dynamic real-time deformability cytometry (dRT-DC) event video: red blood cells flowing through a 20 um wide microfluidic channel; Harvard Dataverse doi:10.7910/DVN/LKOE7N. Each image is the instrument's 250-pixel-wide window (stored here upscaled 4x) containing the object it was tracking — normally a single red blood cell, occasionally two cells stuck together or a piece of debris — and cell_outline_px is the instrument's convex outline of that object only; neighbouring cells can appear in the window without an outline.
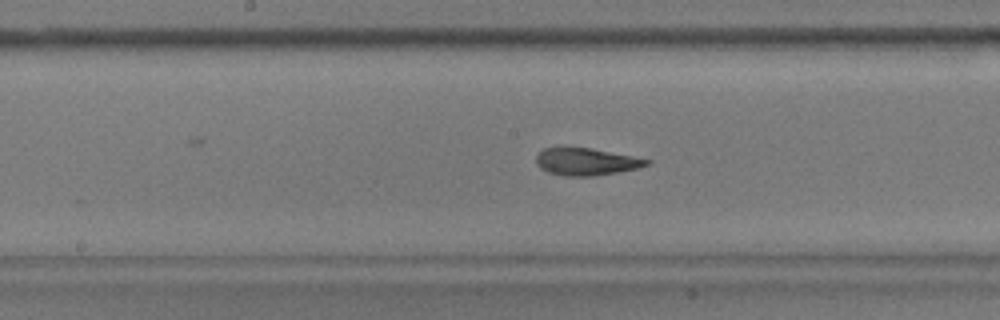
{"species": "common noctule bat (a hibernating species)", "species_latin": "Nyctalus noctula", "temperature_condition": "warm", "stored_images_in_passage": 56, "camera_frame_rate_fps": 3000, "um_per_image_px": 0.085, "animal": {"sex": "male", "body_mass_g": 17.9}, "frame": {"image": 1, "passage_image": 27, "time_ms": 8.667, "image_size_px": [1000, 320], "cell_outline_px": [[652, 160], [648, 164], [640, 168], [592, 176], [564, 176], [548, 172], [540, 168], [536, 164], [536, 156], [544, 148], [592, 148]], "centroid_in_image_um": [49.82, 13.75], "position_along_channel_um": 198.4, "area_um2": 17.4}}
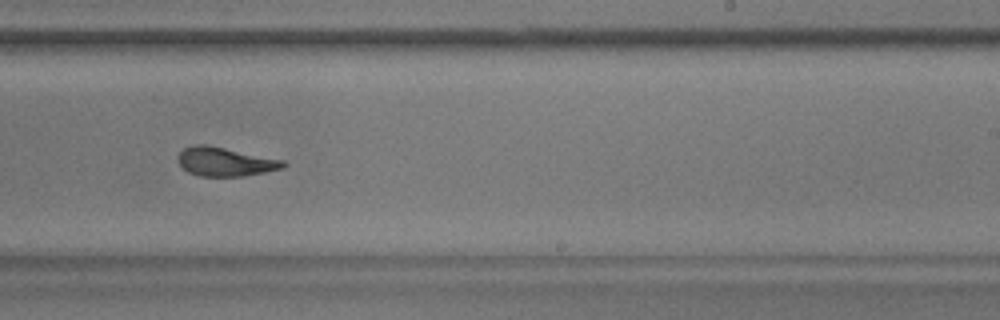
{"frame": {"image": 2, "passage_image": 33, "time_ms": 10.667, "image_size_px": [1000, 320], "cell_outline_px": [[288, 164], [284, 168], [244, 176], [200, 176], [188, 172], [176, 160], [180, 152], [184, 148], [196, 144], [208, 144], [284, 160]], "centroid_in_image_um": [19.15, 13.74], "position_along_channel_um": 269.8, "area_um2": 17.8}}
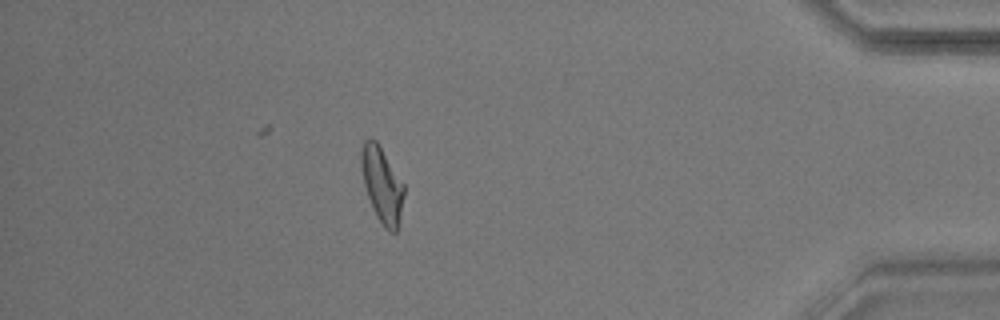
{"frame": {"image": 3, "passage_image": 48, "time_ms": 15.667, "image_size_px": [1000, 320], "cell_outline_px": [[404, 196], [396, 232], [388, 232], [384, 228], [376, 216], [372, 208], [364, 184], [360, 160], [360, 152], [364, 140], [368, 136], [372, 136], [376, 140], [404, 184]], "centroid_in_image_um": [32.45, 15.67], "position_along_channel_um": 402.8, "area_um2": 18.79}, "authors_computed_cell_mechanics": {"area_um2": 18.2937, "velocity_mm_per_s": 3.5933, "shape_relaxation_time_tau1_ms": 9.6207, "shape_relaxation_time_tau2_ms": 3.2452, "deformation_change_tau1": 0.2817, "deformation_change_tau2": 0.1065}}